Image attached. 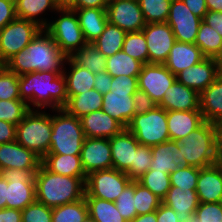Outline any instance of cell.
<instances>
[{
	"label": "cell",
	"instance_id": "obj_1",
	"mask_svg": "<svg viewBox=\"0 0 222 222\" xmlns=\"http://www.w3.org/2000/svg\"><path fill=\"white\" fill-rule=\"evenodd\" d=\"M19 95L29 109H61L68 101L65 76L46 71L23 74L19 76Z\"/></svg>",
	"mask_w": 222,
	"mask_h": 222
},
{
	"label": "cell",
	"instance_id": "obj_2",
	"mask_svg": "<svg viewBox=\"0 0 222 222\" xmlns=\"http://www.w3.org/2000/svg\"><path fill=\"white\" fill-rule=\"evenodd\" d=\"M67 57L52 37L42 29L38 35L5 62V67L21 76L31 72H63Z\"/></svg>",
	"mask_w": 222,
	"mask_h": 222
},
{
	"label": "cell",
	"instance_id": "obj_3",
	"mask_svg": "<svg viewBox=\"0 0 222 222\" xmlns=\"http://www.w3.org/2000/svg\"><path fill=\"white\" fill-rule=\"evenodd\" d=\"M86 178L70 177L49 171L42 163L35 173L36 201L49 208L85 197Z\"/></svg>",
	"mask_w": 222,
	"mask_h": 222
},
{
	"label": "cell",
	"instance_id": "obj_4",
	"mask_svg": "<svg viewBox=\"0 0 222 222\" xmlns=\"http://www.w3.org/2000/svg\"><path fill=\"white\" fill-rule=\"evenodd\" d=\"M52 115L46 110L30 109L16 126V141L43 159L49 152Z\"/></svg>",
	"mask_w": 222,
	"mask_h": 222
},
{
	"label": "cell",
	"instance_id": "obj_5",
	"mask_svg": "<svg viewBox=\"0 0 222 222\" xmlns=\"http://www.w3.org/2000/svg\"><path fill=\"white\" fill-rule=\"evenodd\" d=\"M51 111L52 134L48 154L80 155L85 139L80 118L69 115L63 108Z\"/></svg>",
	"mask_w": 222,
	"mask_h": 222
},
{
	"label": "cell",
	"instance_id": "obj_6",
	"mask_svg": "<svg viewBox=\"0 0 222 222\" xmlns=\"http://www.w3.org/2000/svg\"><path fill=\"white\" fill-rule=\"evenodd\" d=\"M178 142L187 166L200 169L218 163L211 122L204 121L198 128Z\"/></svg>",
	"mask_w": 222,
	"mask_h": 222
},
{
	"label": "cell",
	"instance_id": "obj_7",
	"mask_svg": "<svg viewBox=\"0 0 222 222\" xmlns=\"http://www.w3.org/2000/svg\"><path fill=\"white\" fill-rule=\"evenodd\" d=\"M58 17L51 19L44 30L56 42L61 52L70 57L87 42L79 25L78 16L73 9H58L54 14Z\"/></svg>",
	"mask_w": 222,
	"mask_h": 222
},
{
	"label": "cell",
	"instance_id": "obj_8",
	"mask_svg": "<svg viewBox=\"0 0 222 222\" xmlns=\"http://www.w3.org/2000/svg\"><path fill=\"white\" fill-rule=\"evenodd\" d=\"M127 129L140 145L152 147L170 140L167 111L160 106L145 114L134 115Z\"/></svg>",
	"mask_w": 222,
	"mask_h": 222
},
{
	"label": "cell",
	"instance_id": "obj_9",
	"mask_svg": "<svg viewBox=\"0 0 222 222\" xmlns=\"http://www.w3.org/2000/svg\"><path fill=\"white\" fill-rule=\"evenodd\" d=\"M38 170L7 169L1 175L7 181L6 208L23 210L36 201L35 173Z\"/></svg>",
	"mask_w": 222,
	"mask_h": 222
},
{
	"label": "cell",
	"instance_id": "obj_10",
	"mask_svg": "<svg viewBox=\"0 0 222 222\" xmlns=\"http://www.w3.org/2000/svg\"><path fill=\"white\" fill-rule=\"evenodd\" d=\"M132 182L125 172L114 168L95 171L87 175L85 197H95L115 202Z\"/></svg>",
	"mask_w": 222,
	"mask_h": 222
},
{
	"label": "cell",
	"instance_id": "obj_11",
	"mask_svg": "<svg viewBox=\"0 0 222 222\" xmlns=\"http://www.w3.org/2000/svg\"><path fill=\"white\" fill-rule=\"evenodd\" d=\"M37 23L16 18L0 30V59L5 63L27 45L42 30Z\"/></svg>",
	"mask_w": 222,
	"mask_h": 222
},
{
	"label": "cell",
	"instance_id": "obj_12",
	"mask_svg": "<svg viewBox=\"0 0 222 222\" xmlns=\"http://www.w3.org/2000/svg\"><path fill=\"white\" fill-rule=\"evenodd\" d=\"M176 81V76L164 65L144 64L138 76V89L147 93L159 104L166 90Z\"/></svg>",
	"mask_w": 222,
	"mask_h": 222
},
{
	"label": "cell",
	"instance_id": "obj_13",
	"mask_svg": "<svg viewBox=\"0 0 222 222\" xmlns=\"http://www.w3.org/2000/svg\"><path fill=\"white\" fill-rule=\"evenodd\" d=\"M108 22L125 32H138L146 26L138 0H108Z\"/></svg>",
	"mask_w": 222,
	"mask_h": 222
},
{
	"label": "cell",
	"instance_id": "obj_14",
	"mask_svg": "<svg viewBox=\"0 0 222 222\" xmlns=\"http://www.w3.org/2000/svg\"><path fill=\"white\" fill-rule=\"evenodd\" d=\"M202 20L194 15L182 0H172L166 22L171 27L176 41L195 44Z\"/></svg>",
	"mask_w": 222,
	"mask_h": 222
},
{
	"label": "cell",
	"instance_id": "obj_15",
	"mask_svg": "<svg viewBox=\"0 0 222 222\" xmlns=\"http://www.w3.org/2000/svg\"><path fill=\"white\" fill-rule=\"evenodd\" d=\"M149 54V63L164 64L175 43V36L167 22L146 24L142 29Z\"/></svg>",
	"mask_w": 222,
	"mask_h": 222
},
{
	"label": "cell",
	"instance_id": "obj_16",
	"mask_svg": "<svg viewBox=\"0 0 222 222\" xmlns=\"http://www.w3.org/2000/svg\"><path fill=\"white\" fill-rule=\"evenodd\" d=\"M80 159L86 176L95 171L112 168L110 140L85 137Z\"/></svg>",
	"mask_w": 222,
	"mask_h": 222
},
{
	"label": "cell",
	"instance_id": "obj_17",
	"mask_svg": "<svg viewBox=\"0 0 222 222\" xmlns=\"http://www.w3.org/2000/svg\"><path fill=\"white\" fill-rule=\"evenodd\" d=\"M42 159L16 140L0 144V171L7 169L38 170Z\"/></svg>",
	"mask_w": 222,
	"mask_h": 222
},
{
	"label": "cell",
	"instance_id": "obj_18",
	"mask_svg": "<svg viewBox=\"0 0 222 222\" xmlns=\"http://www.w3.org/2000/svg\"><path fill=\"white\" fill-rule=\"evenodd\" d=\"M214 58L205 57L199 63L184 69L176 75V80L194 89L199 94L217 79Z\"/></svg>",
	"mask_w": 222,
	"mask_h": 222
},
{
	"label": "cell",
	"instance_id": "obj_19",
	"mask_svg": "<svg viewBox=\"0 0 222 222\" xmlns=\"http://www.w3.org/2000/svg\"><path fill=\"white\" fill-rule=\"evenodd\" d=\"M136 91H115L103 94L102 110L127 128L133 116L134 101L132 95Z\"/></svg>",
	"mask_w": 222,
	"mask_h": 222
},
{
	"label": "cell",
	"instance_id": "obj_20",
	"mask_svg": "<svg viewBox=\"0 0 222 222\" xmlns=\"http://www.w3.org/2000/svg\"><path fill=\"white\" fill-rule=\"evenodd\" d=\"M110 140L112 168L126 172L134 163L135 152L140 143L136 137L124 128L119 134L114 135Z\"/></svg>",
	"mask_w": 222,
	"mask_h": 222
},
{
	"label": "cell",
	"instance_id": "obj_21",
	"mask_svg": "<svg viewBox=\"0 0 222 222\" xmlns=\"http://www.w3.org/2000/svg\"><path fill=\"white\" fill-rule=\"evenodd\" d=\"M196 192L201 203L222 202V166L200 168Z\"/></svg>",
	"mask_w": 222,
	"mask_h": 222
},
{
	"label": "cell",
	"instance_id": "obj_22",
	"mask_svg": "<svg viewBox=\"0 0 222 222\" xmlns=\"http://www.w3.org/2000/svg\"><path fill=\"white\" fill-rule=\"evenodd\" d=\"M158 106L166 111L200 110L199 93L176 80L166 90Z\"/></svg>",
	"mask_w": 222,
	"mask_h": 222
},
{
	"label": "cell",
	"instance_id": "obj_23",
	"mask_svg": "<svg viewBox=\"0 0 222 222\" xmlns=\"http://www.w3.org/2000/svg\"><path fill=\"white\" fill-rule=\"evenodd\" d=\"M85 137L107 138L119 134L124 127L102 109L90 112L80 118Z\"/></svg>",
	"mask_w": 222,
	"mask_h": 222
},
{
	"label": "cell",
	"instance_id": "obj_24",
	"mask_svg": "<svg viewBox=\"0 0 222 222\" xmlns=\"http://www.w3.org/2000/svg\"><path fill=\"white\" fill-rule=\"evenodd\" d=\"M152 163L150 169L164 173L174 172L178 167L187 166L185 158L179 149V142L168 140L151 147Z\"/></svg>",
	"mask_w": 222,
	"mask_h": 222
},
{
	"label": "cell",
	"instance_id": "obj_25",
	"mask_svg": "<svg viewBox=\"0 0 222 222\" xmlns=\"http://www.w3.org/2000/svg\"><path fill=\"white\" fill-rule=\"evenodd\" d=\"M162 203L172 208L180 222L190 220L199 205L196 190L171 186Z\"/></svg>",
	"mask_w": 222,
	"mask_h": 222
},
{
	"label": "cell",
	"instance_id": "obj_26",
	"mask_svg": "<svg viewBox=\"0 0 222 222\" xmlns=\"http://www.w3.org/2000/svg\"><path fill=\"white\" fill-rule=\"evenodd\" d=\"M204 58L205 56L196 44L175 41L164 65L176 76Z\"/></svg>",
	"mask_w": 222,
	"mask_h": 222
},
{
	"label": "cell",
	"instance_id": "obj_27",
	"mask_svg": "<svg viewBox=\"0 0 222 222\" xmlns=\"http://www.w3.org/2000/svg\"><path fill=\"white\" fill-rule=\"evenodd\" d=\"M204 122L200 110L167 111L170 140L180 141Z\"/></svg>",
	"mask_w": 222,
	"mask_h": 222
},
{
	"label": "cell",
	"instance_id": "obj_28",
	"mask_svg": "<svg viewBox=\"0 0 222 222\" xmlns=\"http://www.w3.org/2000/svg\"><path fill=\"white\" fill-rule=\"evenodd\" d=\"M79 25L87 43L94 42L104 31L108 22L106 9L76 8Z\"/></svg>",
	"mask_w": 222,
	"mask_h": 222
},
{
	"label": "cell",
	"instance_id": "obj_29",
	"mask_svg": "<svg viewBox=\"0 0 222 222\" xmlns=\"http://www.w3.org/2000/svg\"><path fill=\"white\" fill-rule=\"evenodd\" d=\"M67 64L69 65L68 68L66 67ZM63 74L66 79L68 96H75L94 88L95 74L77 65L70 57H67L65 61Z\"/></svg>",
	"mask_w": 222,
	"mask_h": 222
},
{
	"label": "cell",
	"instance_id": "obj_30",
	"mask_svg": "<svg viewBox=\"0 0 222 222\" xmlns=\"http://www.w3.org/2000/svg\"><path fill=\"white\" fill-rule=\"evenodd\" d=\"M16 16L19 19L30 20L37 23L41 28H45L50 19L43 18L46 12H56L58 10L54 0H15Z\"/></svg>",
	"mask_w": 222,
	"mask_h": 222
},
{
	"label": "cell",
	"instance_id": "obj_31",
	"mask_svg": "<svg viewBox=\"0 0 222 222\" xmlns=\"http://www.w3.org/2000/svg\"><path fill=\"white\" fill-rule=\"evenodd\" d=\"M200 111L204 121L222 119V79L217 78L199 94Z\"/></svg>",
	"mask_w": 222,
	"mask_h": 222
},
{
	"label": "cell",
	"instance_id": "obj_32",
	"mask_svg": "<svg viewBox=\"0 0 222 222\" xmlns=\"http://www.w3.org/2000/svg\"><path fill=\"white\" fill-rule=\"evenodd\" d=\"M41 163L55 174L87 178L80 155L47 154Z\"/></svg>",
	"mask_w": 222,
	"mask_h": 222
},
{
	"label": "cell",
	"instance_id": "obj_33",
	"mask_svg": "<svg viewBox=\"0 0 222 222\" xmlns=\"http://www.w3.org/2000/svg\"><path fill=\"white\" fill-rule=\"evenodd\" d=\"M103 94L94 88L75 96H68V101L63 109L72 116L81 118L93 111L102 109Z\"/></svg>",
	"mask_w": 222,
	"mask_h": 222
},
{
	"label": "cell",
	"instance_id": "obj_34",
	"mask_svg": "<svg viewBox=\"0 0 222 222\" xmlns=\"http://www.w3.org/2000/svg\"><path fill=\"white\" fill-rule=\"evenodd\" d=\"M70 58L83 68L93 74L106 71V57L98 50L93 43H86L75 51Z\"/></svg>",
	"mask_w": 222,
	"mask_h": 222
},
{
	"label": "cell",
	"instance_id": "obj_35",
	"mask_svg": "<svg viewBox=\"0 0 222 222\" xmlns=\"http://www.w3.org/2000/svg\"><path fill=\"white\" fill-rule=\"evenodd\" d=\"M126 34L117 25L107 22L102 34L92 43L107 58L122 50Z\"/></svg>",
	"mask_w": 222,
	"mask_h": 222
},
{
	"label": "cell",
	"instance_id": "obj_36",
	"mask_svg": "<svg viewBox=\"0 0 222 222\" xmlns=\"http://www.w3.org/2000/svg\"><path fill=\"white\" fill-rule=\"evenodd\" d=\"M142 66L140 61L130 57L123 50L106 59V71L112 77L121 75L138 77Z\"/></svg>",
	"mask_w": 222,
	"mask_h": 222
},
{
	"label": "cell",
	"instance_id": "obj_37",
	"mask_svg": "<svg viewBox=\"0 0 222 222\" xmlns=\"http://www.w3.org/2000/svg\"><path fill=\"white\" fill-rule=\"evenodd\" d=\"M84 198L87 202L88 214L95 222H128L119 213L114 202L95 197Z\"/></svg>",
	"mask_w": 222,
	"mask_h": 222
},
{
	"label": "cell",
	"instance_id": "obj_38",
	"mask_svg": "<svg viewBox=\"0 0 222 222\" xmlns=\"http://www.w3.org/2000/svg\"><path fill=\"white\" fill-rule=\"evenodd\" d=\"M195 44L205 57L215 58L222 51V36L202 20Z\"/></svg>",
	"mask_w": 222,
	"mask_h": 222
},
{
	"label": "cell",
	"instance_id": "obj_39",
	"mask_svg": "<svg viewBox=\"0 0 222 222\" xmlns=\"http://www.w3.org/2000/svg\"><path fill=\"white\" fill-rule=\"evenodd\" d=\"M88 215L85 198L52 208V222H82Z\"/></svg>",
	"mask_w": 222,
	"mask_h": 222
},
{
	"label": "cell",
	"instance_id": "obj_40",
	"mask_svg": "<svg viewBox=\"0 0 222 222\" xmlns=\"http://www.w3.org/2000/svg\"><path fill=\"white\" fill-rule=\"evenodd\" d=\"M136 181L148 188L161 200L165 198L167 192L171 188L170 174L155 169H149Z\"/></svg>",
	"mask_w": 222,
	"mask_h": 222
},
{
	"label": "cell",
	"instance_id": "obj_41",
	"mask_svg": "<svg viewBox=\"0 0 222 222\" xmlns=\"http://www.w3.org/2000/svg\"><path fill=\"white\" fill-rule=\"evenodd\" d=\"M138 2L147 24L167 21L172 0H138Z\"/></svg>",
	"mask_w": 222,
	"mask_h": 222
},
{
	"label": "cell",
	"instance_id": "obj_42",
	"mask_svg": "<svg viewBox=\"0 0 222 222\" xmlns=\"http://www.w3.org/2000/svg\"><path fill=\"white\" fill-rule=\"evenodd\" d=\"M122 50L143 65L149 63V54L143 31L127 32Z\"/></svg>",
	"mask_w": 222,
	"mask_h": 222
},
{
	"label": "cell",
	"instance_id": "obj_43",
	"mask_svg": "<svg viewBox=\"0 0 222 222\" xmlns=\"http://www.w3.org/2000/svg\"><path fill=\"white\" fill-rule=\"evenodd\" d=\"M134 199L137 215L154 212L162 203L161 199L137 181H135Z\"/></svg>",
	"mask_w": 222,
	"mask_h": 222
},
{
	"label": "cell",
	"instance_id": "obj_44",
	"mask_svg": "<svg viewBox=\"0 0 222 222\" xmlns=\"http://www.w3.org/2000/svg\"><path fill=\"white\" fill-rule=\"evenodd\" d=\"M28 105L21 99L0 100V120L17 126L29 111Z\"/></svg>",
	"mask_w": 222,
	"mask_h": 222
},
{
	"label": "cell",
	"instance_id": "obj_45",
	"mask_svg": "<svg viewBox=\"0 0 222 222\" xmlns=\"http://www.w3.org/2000/svg\"><path fill=\"white\" fill-rule=\"evenodd\" d=\"M151 163V147L139 145L135 152L134 163L131 164V167L125 173L132 181H136L150 169Z\"/></svg>",
	"mask_w": 222,
	"mask_h": 222
},
{
	"label": "cell",
	"instance_id": "obj_46",
	"mask_svg": "<svg viewBox=\"0 0 222 222\" xmlns=\"http://www.w3.org/2000/svg\"><path fill=\"white\" fill-rule=\"evenodd\" d=\"M199 177V168L192 166L178 167L170 173L171 186L189 190H196Z\"/></svg>",
	"mask_w": 222,
	"mask_h": 222
},
{
	"label": "cell",
	"instance_id": "obj_47",
	"mask_svg": "<svg viewBox=\"0 0 222 222\" xmlns=\"http://www.w3.org/2000/svg\"><path fill=\"white\" fill-rule=\"evenodd\" d=\"M21 99L19 75L3 67L0 71V100Z\"/></svg>",
	"mask_w": 222,
	"mask_h": 222
},
{
	"label": "cell",
	"instance_id": "obj_48",
	"mask_svg": "<svg viewBox=\"0 0 222 222\" xmlns=\"http://www.w3.org/2000/svg\"><path fill=\"white\" fill-rule=\"evenodd\" d=\"M135 181H132L118 196L114 202L119 213L130 222L135 216H137L135 208Z\"/></svg>",
	"mask_w": 222,
	"mask_h": 222
},
{
	"label": "cell",
	"instance_id": "obj_49",
	"mask_svg": "<svg viewBox=\"0 0 222 222\" xmlns=\"http://www.w3.org/2000/svg\"><path fill=\"white\" fill-rule=\"evenodd\" d=\"M22 222H52V208L35 201L21 210Z\"/></svg>",
	"mask_w": 222,
	"mask_h": 222
},
{
	"label": "cell",
	"instance_id": "obj_50",
	"mask_svg": "<svg viewBox=\"0 0 222 222\" xmlns=\"http://www.w3.org/2000/svg\"><path fill=\"white\" fill-rule=\"evenodd\" d=\"M199 222H222V202L201 203L194 213Z\"/></svg>",
	"mask_w": 222,
	"mask_h": 222
},
{
	"label": "cell",
	"instance_id": "obj_51",
	"mask_svg": "<svg viewBox=\"0 0 222 222\" xmlns=\"http://www.w3.org/2000/svg\"><path fill=\"white\" fill-rule=\"evenodd\" d=\"M134 101L135 115L145 114L154 109L158 104L154 102L151 97L142 90L137 91L132 95Z\"/></svg>",
	"mask_w": 222,
	"mask_h": 222
},
{
	"label": "cell",
	"instance_id": "obj_52",
	"mask_svg": "<svg viewBox=\"0 0 222 222\" xmlns=\"http://www.w3.org/2000/svg\"><path fill=\"white\" fill-rule=\"evenodd\" d=\"M137 91L138 89V77L132 76H116L112 77L110 91Z\"/></svg>",
	"mask_w": 222,
	"mask_h": 222
},
{
	"label": "cell",
	"instance_id": "obj_53",
	"mask_svg": "<svg viewBox=\"0 0 222 222\" xmlns=\"http://www.w3.org/2000/svg\"><path fill=\"white\" fill-rule=\"evenodd\" d=\"M16 18L15 0H0V30Z\"/></svg>",
	"mask_w": 222,
	"mask_h": 222
},
{
	"label": "cell",
	"instance_id": "obj_54",
	"mask_svg": "<svg viewBox=\"0 0 222 222\" xmlns=\"http://www.w3.org/2000/svg\"><path fill=\"white\" fill-rule=\"evenodd\" d=\"M94 89L105 94L110 91L112 76L107 72H100L94 75Z\"/></svg>",
	"mask_w": 222,
	"mask_h": 222
},
{
	"label": "cell",
	"instance_id": "obj_55",
	"mask_svg": "<svg viewBox=\"0 0 222 222\" xmlns=\"http://www.w3.org/2000/svg\"><path fill=\"white\" fill-rule=\"evenodd\" d=\"M16 140V126L10 122L0 120V144Z\"/></svg>",
	"mask_w": 222,
	"mask_h": 222
},
{
	"label": "cell",
	"instance_id": "obj_56",
	"mask_svg": "<svg viewBox=\"0 0 222 222\" xmlns=\"http://www.w3.org/2000/svg\"><path fill=\"white\" fill-rule=\"evenodd\" d=\"M156 220L157 222H180L176 212L163 203L156 210Z\"/></svg>",
	"mask_w": 222,
	"mask_h": 222
},
{
	"label": "cell",
	"instance_id": "obj_57",
	"mask_svg": "<svg viewBox=\"0 0 222 222\" xmlns=\"http://www.w3.org/2000/svg\"><path fill=\"white\" fill-rule=\"evenodd\" d=\"M186 6L197 17L204 19L205 14L208 12L205 0H182Z\"/></svg>",
	"mask_w": 222,
	"mask_h": 222
},
{
	"label": "cell",
	"instance_id": "obj_58",
	"mask_svg": "<svg viewBox=\"0 0 222 222\" xmlns=\"http://www.w3.org/2000/svg\"><path fill=\"white\" fill-rule=\"evenodd\" d=\"M222 36V12L208 11L203 19Z\"/></svg>",
	"mask_w": 222,
	"mask_h": 222
},
{
	"label": "cell",
	"instance_id": "obj_59",
	"mask_svg": "<svg viewBox=\"0 0 222 222\" xmlns=\"http://www.w3.org/2000/svg\"><path fill=\"white\" fill-rule=\"evenodd\" d=\"M0 222H22L21 210L13 208L0 209Z\"/></svg>",
	"mask_w": 222,
	"mask_h": 222
},
{
	"label": "cell",
	"instance_id": "obj_60",
	"mask_svg": "<svg viewBox=\"0 0 222 222\" xmlns=\"http://www.w3.org/2000/svg\"><path fill=\"white\" fill-rule=\"evenodd\" d=\"M214 130L215 149L217 155H222V119L211 122Z\"/></svg>",
	"mask_w": 222,
	"mask_h": 222
},
{
	"label": "cell",
	"instance_id": "obj_61",
	"mask_svg": "<svg viewBox=\"0 0 222 222\" xmlns=\"http://www.w3.org/2000/svg\"><path fill=\"white\" fill-rule=\"evenodd\" d=\"M108 0H76V8H103L106 9Z\"/></svg>",
	"mask_w": 222,
	"mask_h": 222
},
{
	"label": "cell",
	"instance_id": "obj_62",
	"mask_svg": "<svg viewBox=\"0 0 222 222\" xmlns=\"http://www.w3.org/2000/svg\"><path fill=\"white\" fill-rule=\"evenodd\" d=\"M6 198H7V181L1 175L0 176V209L6 208Z\"/></svg>",
	"mask_w": 222,
	"mask_h": 222
},
{
	"label": "cell",
	"instance_id": "obj_63",
	"mask_svg": "<svg viewBox=\"0 0 222 222\" xmlns=\"http://www.w3.org/2000/svg\"><path fill=\"white\" fill-rule=\"evenodd\" d=\"M130 222H157L156 211L135 216Z\"/></svg>",
	"mask_w": 222,
	"mask_h": 222
},
{
	"label": "cell",
	"instance_id": "obj_64",
	"mask_svg": "<svg viewBox=\"0 0 222 222\" xmlns=\"http://www.w3.org/2000/svg\"><path fill=\"white\" fill-rule=\"evenodd\" d=\"M58 9H76V0H54Z\"/></svg>",
	"mask_w": 222,
	"mask_h": 222
},
{
	"label": "cell",
	"instance_id": "obj_65",
	"mask_svg": "<svg viewBox=\"0 0 222 222\" xmlns=\"http://www.w3.org/2000/svg\"><path fill=\"white\" fill-rule=\"evenodd\" d=\"M208 11L222 12V0H205Z\"/></svg>",
	"mask_w": 222,
	"mask_h": 222
},
{
	"label": "cell",
	"instance_id": "obj_66",
	"mask_svg": "<svg viewBox=\"0 0 222 222\" xmlns=\"http://www.w3.org/2000/svg\"><path fill=\"white\" fill-rule=\"evenodd\" d=\"M214 59L216 62L217 77L222 79V51Z\"/></svg>",
	"mask_w": 222,
	"mask_h": 222
},
{
	"label": "cell",
	"instance_id": "obj_67",
	"mask_svg": "<svg viewBox=\"0 0 222 222\" xmlns=\"http://www.w3.org/2000/svg\"><path fill=\"white\" fill-rule=\"evenodd\" d=\"M82 222H95L89 215Z\"/></svg>",
	"mask_w": 222,
	"mask_h": 222
},
{
	"label": "cell",
	"instance_id": "obj_68",
	"mask_svg": "<svg viewBox=\"0 0 222 222\" xmlns=\"http://www.w3.org/2000/svg\"><path fill=\"white\" fill-rule=\"evenodd\" d=\"M191 222H199L198 218H196V216H191L190 218Z\"/></svg>",
	"mask_w": 222,
	"mask_h": 222
},
{
	"label": "cell",
	"instance_id": "obj_69",
	"mask_svg": "<svg viewBox=\"0 0 222 222\" xmlns=\"http://www.w3.org/2000/svg\"><path fill=\"white\" fill-rule=\"evenodd\" d=\"M218 163L222 166V155H217Z\"/></svg>",
	"mask_w": 222,
	"mask_h": 222
},
{
	"label": "cell",
	"instance_id": "obj_70",
	"mask_svg": "<svg viewBox=\"0 0 222 222\" xmlns=\"http://www.w3.org/2000/svg\"><path fill=\"white\" fill-rule=\"evenodd\" d=\"M3 67H5V63L0 59V71Z\"/></svg>",
	"mask_w": 222,
	"mask_h": 222
}]
</instances>
